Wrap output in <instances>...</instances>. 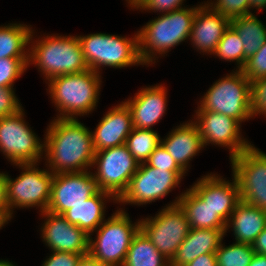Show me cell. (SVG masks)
Here are the masks:
<instances>
[{
	"instance_id": "ab89813d",
	"label": "cell",
	"mask_w": 266,
	"mask_h": 266,
	"mask_svg": "<svg viewBox=\"0 0 266 266\" xmlns=\"http://www.w3.org/2000/svg\"><path fill=\"white\" fill-rule=\"evenodd\" d=\"M0 215L8 223L13 218L7 203V181L5 172H0Z\"/></svg>"
},
{
	"instance_id": "cb8c5ba5",
	"label": "cell",
	"mask_w": 266,
	"mask_h": 266,
	"mask_svg": "<svg viewBox=\"0 0 266 266\" xmlns=\"http://www.w3.org/2000/svg\"><path fill=\"white\" fill-rule=\"evenodd\" d=\"M111 200L117 204V199L111 193L98 190L83 203L65 211L62 216L90 235L104 222L106 203Z\"/></svg>"
},
{
	"instance_id": "4316f807",
	"label": "cell",
	"mask_w": 266,
	"mask_h": 266,
	"mask_svg": "<svg viewBox=\"0 0 266 266\" xmlns=\"http://www.w3.org/2000/svg\"><path fill=\"white\" fill-rule=\"evenodd\" d=\"M230 26L237 32L243 42L244 65L266 41V24L252 13L231 19Z\"/></svg>"
},
{
	"instance_id": "3957f363",
	"label": "cell",
	"mask_w": 266,
	"mask_h": 266,
	"mask_svg": "<svg viewBox=\"0 0 266 266\" xmlns=\"http://www.w3.org/2000/svg\"><path fill=\"white\" fill-rule=\"evenodd\" d=\"M194 6L159 14L137 30L138 52L143 65H155L158 56L164 57L171 48L189 41L192 22L200 4Z\"/></svg>"
},
{
	"instance_id": "e575fe53",
	"label": "cell",
	"mask_w": 266,
	"mask_h": 266,
	"mask_svg": "<svg viewBox=\"0 0 266 266\" xmlns=\"http://www.w3.org/2000/svg\"><path fill=\"white\" fill-rule=\"evenodd\" d=\"M251 116L266 117V77L250 81Z\"/></svg>"
},
{
	"instance_id": "52a82bcc",
	"label": "cell",
	"mask_w": 266,
	"mask_h": 266,
	"mask_svg": "<svg viewBox=\"0 0 266 266\" xmlns=\"http://www.w3.org/2000/svg\"><path fill=\"white\" fill-rule=\"evenodd\" d=\"M197 103L195 111L221 113L242 124L252 118L250 80L241 70H232L216 80Z\"/></svg>"
},
{
	"instance_id": "bcb514c9",
	"label": "cell",
	"mask_w": 266,
	"mask_h": 266,
	"mask_svg": "<svg viewBox=\"0 0 266 266\" xmlns=\"http://www.w3.org/2000/svg\"><path fill=\"white\" fill-rule=\"evenodd\" d=\"M127 6L130 7L133 11L136 9L144 0H125Z\"/></svg>"
},
{
	"instance_id": "44dd1931",
	"label": "cell",
	"mask_w": 266,
	"mask_h": 266,
	"mask_svg": "<svg viewBox=\"0 0 266 266\" xmlns=\"http://www.w3.org/2000/svg\"><path fill=\"white\" fill-rule=\"evenodd\" d=\"M161 144L186 173L190 161L204 149L198 127L192 120L173 127L164 139L161 138Z\"/></svg>"
},
{
	"instance_id": "484cf974",
	"label": "cell",
	"mask_w": 266,
	"mask_h": 266,
	"mask_svg": "<svg viewBox=\"0 0 266 266\" xmlns=\"http://www.w3.org/2000/svg\"><path fill=\"white\" fill-rule=\"evenodd\" d=\"M31 25L8 23L0 26V59L29 58Z\"/></svg>"
},
{
	"instance_id": "7a4b0ae2",
	"label": "cell",
	"mask_w": 266,
	"mask_h": 266,
	"mask_svg": "<svg viewBox=\"0 0 266 266\" xmlns=\"http://www.w3.org/2000/svg\"><path fill=\"white\" fill-rule=\"evenodd\" d=\"M34 31L29 41L28 67L32 64L38 67L45 82L59 75L76 74L89 69L77 35L62 36L56 33L36 38Z\"/></svg>"
},
{
	"instance_id": "d6a6232c",
	"label": "cell",
	"mask_w": 266,
	"mask_h": 266,
	"mask_svg": "<svg viewBox=\"0 0 266 266\" xmlns=\"http://www.w3.org/2000/svg\"><path fill=\"white\" fill-rule=\"evenodd\" d=\"M204 3L230 20L249 15V0H207Z\"/></svg>"
},
{
	"instance_id": "f546056e",
	"label": "cell",
	"mask_w": 266,
	"mask_h": 266,
	"mask_svg": "<svg viewBox=\"0 0 266 266\" xmlns=\"http://www.w3.org/2000/svg\"><path fill=\"white\" fill-rule=\"evenodd\" d=\"M215 254L217 266H249L255 251L250 244L234 242L227 246L222 240Z\"/></svg>"
},
{
	"instance_id": "83f0119b",
	"label": "cell",
	"mask_w": 266,
	"mask_h": 266,
	"mask_svg": "<svg viewBox=\"0 0 266 266\" xmlns=\"http://www.w3.org/2000/svg\"><path fill=\"white\" fill-rule=\"evenodd\" d=\"M122 266H170L167 260L139 229L134 235Z\"/></svg>"
},
{
	"instance_id": "2e32d148",
	"label": "cell",
	"mask_w": 266,
	"mask_h": 266,
	"mask_svg": "<svg viewBox=\"0 0 266 266\" xmlns=\"http://www.w3.org/2000/svg\"><path fill=\"white\" fill-rule=\"evenodd\" d=\"M44 223L41 226L42 242L50 251L89 253V235L76 225L71 224L62 215L49 211L41 212Z\"/></svg>"
},
{
	"instance_id": "9a60e30c",
	"label": "cell",
	"mask_w": 266,
	"mask_h": 266,
	"mask_svg": "<svg viewBox=\"0 0 266 266\" xmlns=\"http://www.w3.org/2000/svg\"><path fill=\"white\" fill-rule=\"evenodd\" d=\"M98 190L91 170L54 174L47 211L62 215L89 199Z\"/></svg>"
},
{
	"instance_id": "5b68a950",
	"label": "cell",
	"mask_w": 266,
	"mask_h": 266,
	"mask_svg": "<svg viewBox=\"0 0 266 266\" xmlns=\"http://www.w3.org/2000/svg\"><path fill=\"white\" fill-rule=\"evenodd\" d=\"M89 69L102 74L103 67L121 69L142 65L138 52V33L128 36L106 33L78 35Z\"/></svg>"
},
{
	"instance_id": "8992f818",
	"label": "cell",
	"mask_w": 266,
	"mask_h": 266,
	"mask_svg": "<svg viewBox=\"0 0 266 266\" xmlns=\"http://www.w3.org/2000/svg\"><path fill=\"white\" fill-rule=\"evenodd\" d=\"M109 217L89 235L88 254L106 266H122L140 219L133 223L123 207Z\"/></svg>"
},
{
	"instance_id": "6da1fadb",
	"label": "cell",
	"mask_w": 266,
	"mask_h": 266,
	"mask_svg": "<svg viewBox=\"0 0 266 266\" xmlns=\"http://www.w3.org/2000/svg\"><path fill=\"white\" fill-rule=\"evenodd\" d=\"M45 133L43 159L53 174L91 170L92 132L79 119L54 118Z\"/></svg>"
},
{
	"instance_id": "7bdbcfd3",
	"label": "cell",
	"mask_w": 266,
	"mask_h": 266,
	"mask_svg": "<svg viewBox=\"0 0 266 266\" xmlns=\"http://www.w3.org/2000/svg\"><path fill=\"white\" fill-rule=\"evenodd\" d=\"M77 266H106L96 259H93L89 254L82 256Z\"/></svg>"
},
{
	"instance_id": "ee69618b",
	"label": "cell",
	"mask_w": 266,
	"mask_h": 266,
	"mask_svg": "<svg viewBox=\"0 0 266 266\" xmlns=\"http://www.w3.org/2000/svg\"><path fill=\"white\" fill-rule=\"evenodd\" d=\"M263 9H266V0H249V14H252L251 10L260 12Z\"/></svg>"
},
{
	"instance_id": "d6986e66",
	"label": "cell",
	"mask_w": 266,
	"mask_h": 266,
	"mask_svg": "<svg viewBox=\"0 0 266 266\" xmlns=\"http://www.w3.org/2000/svg\"><path fill=\"white\" fill-rule=\"evenodd\" d=\"M230 22L229 18L202 2L196 9L192 22L189 37L191 45L200 54H214L225 31L230 27Z\"/></svg>"
},
{
	"instance_id": "d590c367",
	"label": "cell",
	"mask_w": 266,
	"mask_h": 266,
	"mask_svg": "<svg viewBox=\"0 0 266 266\" xmlns=\"http://www.w3.org/2000/svg\"><path fill=\"white\" fill-rule=\"evenodd\" d=\"M13 87H0V118L15 115L24 107Z\"/></svg>"
},
{
	"instance_id": "c3c4849f",
	"label": "cell",
	"mask_w": 266,
	"mask_h": 266,
	"mask_svg": "<svg viewBox=\"0 0 266 266\" xmlns=\"http://www.w3.org/2000/svg\"><path fill=\"white\" fill-rule=\"evenodd\" d=\"M8 222L0 215V229H2Z\"/></svg>"
},
{
	"instance_id": "b9f144b4",
	"label": "cell",
	"mask_w": 266,
	"mask_h": 266,
	"mask_svg": "<svg viewBox=\"0 0 266 266\" xmlns=\"http://www.w3.org/2000/svg\"><path fill=\"white\" fill-rule=\"evenodd\" d=\"M252 247L255 253L266 255V228L256 237Z\"/></svg>"
},
{
	"instance_id": "d4e9b609",
	"label": "cell",
	"mask_w": 266,
	"mask_h": 266,
	"mask_svg": "<svg viewBox=\"0 0 266 266\" xmlns=\"http://www.w3.org/2000/svg\"><path fill=\"white\" fill-rule=\"evenodd\" d=\"M178 205L185 212L190 228L225 230L226 222L191 188L182 192Z\"/></svg>"
},
{
	"instance_id": "7dc6e473",
	"label": "cell",
	"mask_w": 266,
	"mask_h": 266,
	"mask_svg": "<svg viewBox=\"0 0 266 266\" xmlns=\"http://www.w3.org/2000/svg\"><path fill=\"white\" fill-rule=\"evenodd\" d=\"M0 266H16L12 261L10 262L8 259H0Z\"/></svg>"
},
{
	"instance_id": "4fadbf2b",
	"label": "cell",
	"mask_w": 266,
	"mask_h": 266,
	"mask_svg": "<svg viewBox=\"0 0 266 266\" xmlns=\"http://www.w3.org/2000/svg\"><path fill=\"white\" fill-rule=\"evenodd\" d=\"M229 160L241 200L266 211V153L252 145Z\"/></svg>"
},
{
	"instance_id": "8d00e7d4",
	"label": "cell",
	"mask_w": 266,
	"mask_h": 266,
	"mask_svg": "<svg viewBox=\"0 0 266 266\" xmlns=\"http://www.w3.org/2000/svg\"><path fill=\"white\" fill-rule=\"evenodd\" d=\"M184 1L186 0H144L136 10L147 12H154L158 14H166L168 12L184 8ZM159 12V13H158Z\"/></svg>"
},
{
	"instance_id": "e0dca14e",
	"label": "cell",
	"mask_w": 266,
	"mask_h": 266,
	"mask_svg": "<svg viewBox=\"0 0 266 266\" xmlns=\"http://www.w3.org/2000/svg\"><path fill=\"white\" fill-rule=\"evenodd\" d=\"M232 182L217 173H208L190 187L225 222L241 201L238 182L232 174Z\"/></svg>"
},
{
	"instance_id": "f1b7e54d",
	"label": "cell",
	"mask_w": 266,
	"mask_h": 266,
	"mask_svg": "<svg viewBox=\"0 0 266 266\" xmlns=\"http://www.w3.org/2000/svg\"><path fill=\"white\" fill-rule=\"evenodd\" d=\"M160 144L161 137L157 131L139 128H133L125 142L129 152L139 164L145 163Z\"/></svg>"
},
{
	"instance_id": "f35d334b",
	"label": "cell",
	"mask_w": 266,
	"mask_h": 266,
	"mask_svg": "<svg viewBox=\"0 0 266 266\" xmlns=\"http://www.w3.org/2000/svg\"><path fill=\"white\" fill-rule=\"evenodd\" d=\"M52 253L44 259L41 266H77L82 254L72 252L51 251Z\"/></svg>"
},
{
	"instance_id": "603a6c76",
	"label": "cell",
	"mask_w": 266,
	"mask_h": 266,
	"mask_svg": "<svg viewBox=\"0 0 266 266\" xmlns=\"http://www.w3.org/2000/svg\"><path fill=\"white\" fill-rule=\"evenodd\" d=\"M224 237L225 230L190 228L170 266H184L202 254L215 253Z\"/></svg>"
},
{
	"instance_id": "ac0fdd59",
	"label": "cell",
	"mask_w": 266,
	"mask_h": 266,
	"mask_svg": "<svg viewBox=\"0 0 266 266\" xmlns=\"http://www.w3.org/2000/svg\"><path fill=\"white\" fill-rule=\"evenodd\" d=\"M167 87L163 84L143 86L141 90L123 101L131 112L133 127L152 130L167 111Z\"/></svg>"
},
{
	"instance_id": "836d02e7",
	"label": "cell",
	"mask_w": 266,
	"mask_h": 266,
	"mask_svg": "<svg viewBox=\"0 0 266 266\" xmlns=\"http://www.w3.org/2000/svg\"><path fill=\"white\" fill-rule=\"evenodd\" d=\"M250 81L266 77V41L250 56L241 70Z\"/></svg>"
},
{
	"instance_id": "7402d4cb",
	"label": "cell",
	"mask_w": 266,
	"mask_h": 266,
	"mask_svg": "<svg viewBox=\"0 0 266 266\" xmlns=\"http://www.w3.org/2000/svg\"><path fill=\"white\" fill-rule=\"evenodd\" d=\"M230 228L235 242L252 245L266 228V211L241 200L226 222L225 236Z\"/></svg>"
},
{
	"instance_id": "4dcf8cb0",
	"label": "cell",
	"mask_w": 266,
	"mask_h": 266,
	"mask_svg": "<svg viewBox=\"0 0 266 266\" xmlns=\"http://www.w3.org/2000/svg\"><path fill=\"white\" fill-rule=\"evenodd\" d=\"M221 60L236 63V70H242L244 67V48L243 42L237 32L230 26L221 38L213 54Z\"/></svg>"
},
{
	"instance_id": "9c48e42d",
	"label": "cell",
	"mask_w": 266,
	"mask_h": 266,
	"mask_svg": "<svg viewBox=\"0 0 266 266\" xmlns=\"http://www.w3.org/2000/svg\"><path fill=\"white\" fill-rule=\"evenodd\" d=\"M181 195L182 193L153 217L140 219V229L169 261L175 256L190 230L187 216L178 205Z\"/></svg>"
},
{
	"instance_id": "1f68e13d",
	"label": "cell",
	"mask_w": 266,
	"mask_h": 266,
	"mask_svg": "<svg viewBox=\"0 0 266 266\" xmlns=\"http://www.w3.org/2000/svg\"><path fill=\"white\" fill-rule=\"evenodd\" d=\"M28 68V58L0 59V87H13Z\"/></svg>"
},
{
	"instance_id": "8fae6325",
	"label": "cell",
	"mask_w": 266,
	"mask_h": 266,
	"mask_svg": "<svg viewBox=\"0 0 266 266\" xmlns=\"http://www.w3.org/2000/svg\"><path fill=\"white\" fill-rule=\"evenodd\" d=\"M186 172L184 170H165L140 163L131 177L127 190L117 200L120 205L143 206L166 197L174 188H179Z\"/></svg>"
},
{
	"instance_id": "f6af8a7d",
	"label": "cell",
	"mask_w": 266,
	"mask_h": 266,
	"mask_svg": "<svg viewBox=\"0 0 266 266\" xmlns=\"http://www.w3.org/2000/svg\"><path fill=\"white\" fill-rule=\"evenodd\" d=\"M249 266H266V255L255 253Z\"/></svg>"
},
{
	"instance_id": "74e56055",
	"label": "cell",
	"mask_w": 266,
	"mask_h": 266,
	"mask_svg": "<svg viewBox=\"0 0 266 266\" xmlns=\"http://www.w3.org/2000/svg\"><path fill=\"white\" fill-rule=\"evenodd\" d=\"M146 163L154 168L165 170H183L168 153L162 144H160L149 156Z\"/></svg>"
},
{
	"instance_id": "7c38bea8",
	"label": "cell",
	"mask_w": 266,
	"mask_h": 266,
	"mask_svg": "<svg viewBox=\"0 0 266 266\" xmlns=\"http://www.w3.org/2000/svg\"><path fill=\"white\" fill-rule=\"evenodd\" d=\"M138 167V161L124 144L95 152L92 168L96 171L92 174L98 189L111 193L118 200Z\"/></svg>"
},
{
	"instance_id": "60d3db41",
	"label": "cell",
	"mask_w": 266,
	"mask_h": 266,
	"mask_svg": "<svg viewBox=\"0 0 266 266\" xmlns=\"http://www.w3.org/2000/svg\"><path fill=\"white\" fill-rule=\"evenodd\" d=\"M184 266H217L216 254H202Z\"/></svg>"
},
{
	"instance_id": "5bb4252c",
	"label": "cell",
	"mask_w": 266,
	"mask_h": 266,
	"mask_svg": "<svg viewBox=\"0 0 266 266\" xmlns=\"http://www.w3.org/2000/svg\"><path fill=\"white\" fill-rule=\"evenodd\" d=\"M192 121L197 125L204 147L216 145L229 150V159L253 144L242 135L241 123L233 117L212 111H195Z\"/></svg>"
},
{
	"instance_id": "ffe728a7",
	"label": "cell",
	"mask_w": 266,
	"mask_h": 266,
	"mask_svg": "<svg viewBox=\"0 0 266 266\" xmlns=\"http://www.w3.org/2000/svg\"><path fill=\"white\" fill-rule=\"evenodd\" d=\"M133 128L128 106L123 101L112 106L91 131L94 151L124 145Z\"/></svg>"
},
{
	"instance_id": "277c9868",
	"label": "cell",
	"mask_w": 266,
	"mask_h": 266,
	"mask_svg": "<svg viewBox=\"0 0 266 266\" xmlns=\"http://www.w3.org/2000/svg\"><path fill=\"white\" fill-rule=\"evenodd\" d=\"M46 84L51 103H54L58 113L54 118L78 119V116L89 115L97 108L102 76L88 69L53 77Z\"/></svg>"
},
{
	"instance_id": "30bf717a",
	"label": "cell",
	"mask_w": 266,
	"mask_h": 266,
	"mask_svg": "<svg viewBox=\"0 0 266 266\" xmlns=\"http://www.w3.org/2000/svg\"><path fill=\"white\" fill-rule=\"evenodd\" d=\"M25 116L22 109L15 115L0 118V153L12 165L40 163L44 158V140L32 131Z\"/></svg>"
},
{
	"instance_id": "ba28073f",
	"label": "cell",
	"mask_w": 266,
	"mask_h": 266,
	"mask_svg": "<svg viewBox=\"0 0 266 266\" xmlns=\"http://www.w3.org/2000/svg\"><path fill=\"white\" fill-rule=\"evenodd\" d=\"M38 164H14L22 170L14 179L6 172L7 203L12 215L15 208L40 207V213L47 211L54 174L48 168L41 169Z\"/></svg>"
}]
</instances>
